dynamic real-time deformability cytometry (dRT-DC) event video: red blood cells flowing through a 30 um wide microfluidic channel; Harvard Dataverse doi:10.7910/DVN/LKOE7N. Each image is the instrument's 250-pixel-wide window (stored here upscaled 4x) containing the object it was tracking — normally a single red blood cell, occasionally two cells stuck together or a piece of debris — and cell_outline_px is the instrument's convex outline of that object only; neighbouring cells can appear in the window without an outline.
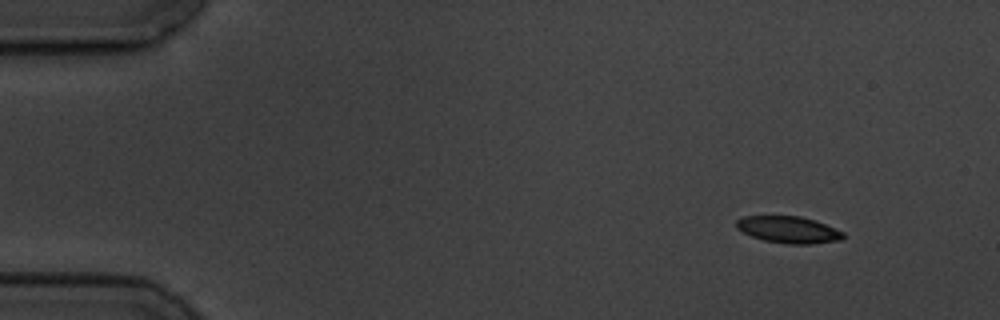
{"species": "common noctule bat (a hibernating species)", "species_latin": "Nyctalus noctula", "temperature_condition": "cold", "stored_images_in_passage": 4, "camera_frame_rate_fps": 3000, "um_per_image_px": 0.085, "animal": {"sex": "male", "body_mass_g": 19.5, "forearm_length_mm": 54.6}, "frame": {"image": 1, "passage_image": 1, "time_ms": 0.0, "image_size_px": [1000, 320], "cell_outline_px": [[844, 236], [840, 240], [812, 244], [784, 244], [764, 240], [752, 236], [736, 228], [736, 220], [744, 216], [800, 216], [816, 220], [844, 232]], "centroid_in_image_um": [67.03, 19.52], "position_along_channel_um": 18.0, "area_um2": 16.7}}
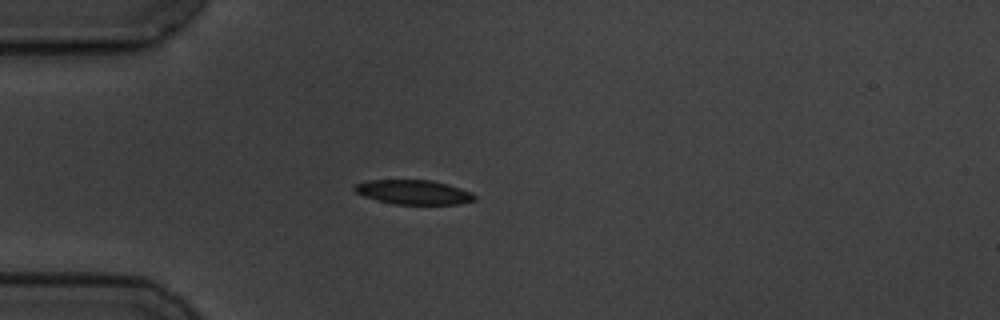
{"frame": {"image": 2, "passage_image": 4, "time_ms": 3.333, "image_size_px": [1000, 320], "cell_outline_px": [[476, 200], [460, 204], [396, 204], [376, 200], [364, 196], [356, 192], [352, 188], [356, 184], [368, 180], [432, 180], [448, 184], [472, 192], [476, 196]], "centroid_in_image_um": [35.18, 16.33], "position_along_channel_um": 49.8, "area_um2": 17.11}}